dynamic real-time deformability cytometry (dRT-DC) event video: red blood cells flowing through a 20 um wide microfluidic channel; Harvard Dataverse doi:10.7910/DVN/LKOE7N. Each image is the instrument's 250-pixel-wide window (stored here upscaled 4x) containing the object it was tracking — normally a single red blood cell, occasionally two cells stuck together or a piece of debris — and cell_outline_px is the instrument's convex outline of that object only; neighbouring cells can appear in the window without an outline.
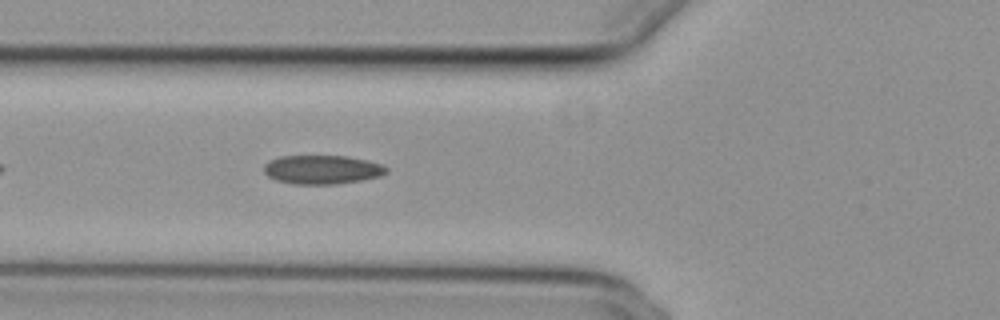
{"species": "common noctule bat (a hibernating species)", "species_latin": "Nyctalus noctula", "temperature_condition": "cold", "stored_images_in_passage": 28, "camera_frame_rate_fps": 3000, "um_per_image_px": 0.085, "animal": {"sex": "female", "body_mass_g": 29.2, "forearm_length_mm": 56.3}, "frame": {"image": 1, "passage_image": 6, "time_ms": 1.667, "image_size_px": [1000, 320], "cell_outline_px": [[388, 172], [380, 176], [360, 180], [336, 184], [292, 184], [276, 180], [268, 176], [264, 172], [264, 164], [268, 160], [280, 156], [348, 156], [368, 160], [380, 164], [388, 168]], "centroid_in_image_um": [27.36, 14.41], "position_along_channel_um": 98.4, "area_um2": 20.69}}
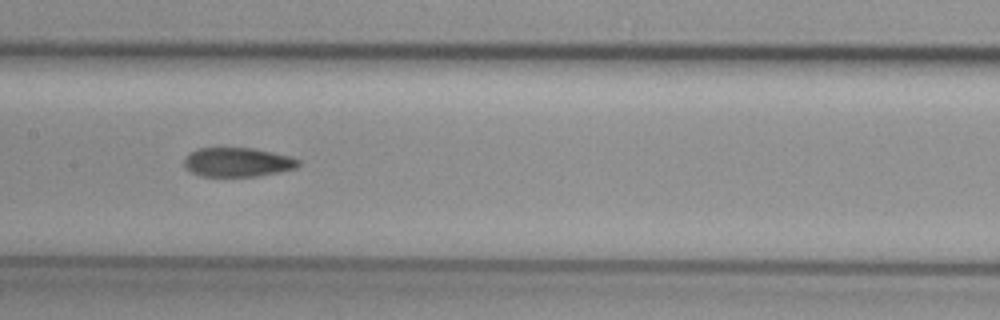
{"frame": {"image": 2, "passage_image": 13, "time_ms": 4.0, "image_size_px": [1000, 320], "cell_outline_px": [[300, 164], [296, 168], [280, 172], [256, 176], [200, 176], [188, 172], [184, 168], [184, 160], [192, 152], [200, 148], [252, 148], [292, 156], [300, 160]], "centroid_in_image_um": [20.2, 13.79], "position_along_channel_um": 187.2, "area_um2": 19.48}}
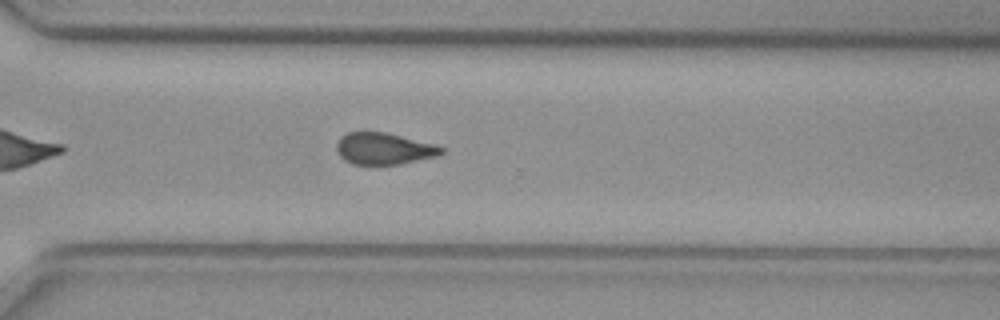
{"frame": {"image": 3, "passage_image": 25, "time_ms": 8.0, "image_size_px": [1000, 320], "cell_outline_px": [[444, 152], [436, 156], [400, 164], [376, 168], [352, 164], [344, 160], [340, 156], [336, 148], [336, 144], [340, 136], [348, 132], [384, 132], [436, 144], [444, 148]], "centroid_in_image_um": [32.6, 12.68], "position_along_channel_um": 338.0, "area_um2": 20.0}, "authors_computed_cell_mechanics": {"area_um2": 20.5768, "velocity_mm_per_s": 3.7844, "shape_relaxation_time_tau1_ms": null, "shape_relaxation_time_tau2_ms": 3.4103, "deformation_change_tau1": null, "deformation_change_tau2": 0.0866}}